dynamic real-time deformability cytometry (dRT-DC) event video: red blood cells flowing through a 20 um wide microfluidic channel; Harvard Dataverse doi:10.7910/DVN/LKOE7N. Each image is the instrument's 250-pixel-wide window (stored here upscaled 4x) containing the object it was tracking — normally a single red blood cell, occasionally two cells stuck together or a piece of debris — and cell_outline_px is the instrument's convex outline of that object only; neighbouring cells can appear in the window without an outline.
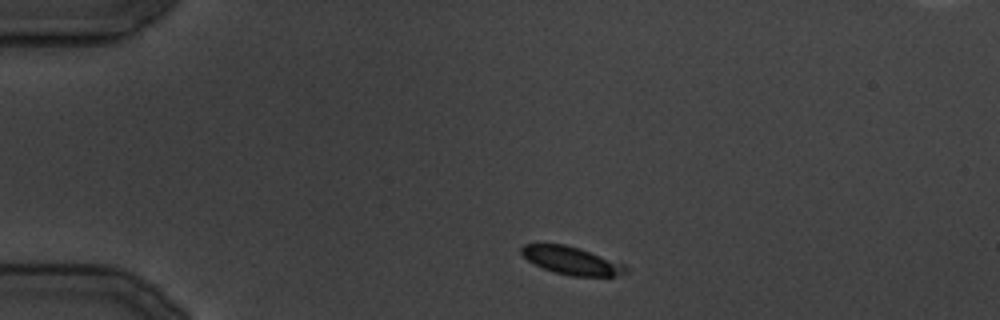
{"species": "common noctule bat (a hibernating species)", "species_latin": "Nyctalus noctula", "temperature_condition": "cold", "stored_images_in_passage": 8, "camera_frame_rate_fps": 3000, "um_per_image_px": 0.085, "animal": {"sex": "male", "body_mass_g": 19.5, "forearm_length_mm": 54.6}, "frame": {"image": 1, "passage_image": 1, "time_ms": 0.0, "image_size_px": [1000, 320], "cell_outline_px": [[628, 272], [612, 276], [572, 276], [556, 272], [544, 268], [528, 260], [520, 252], [520, 248], [524, 244], [564, 244], [580, 248], [624, 264], [628, 268]], "centroid_in_image_um": [48.59, 22.14], "position_along_channel_um": 36.4, "area_um2": 16.7}}